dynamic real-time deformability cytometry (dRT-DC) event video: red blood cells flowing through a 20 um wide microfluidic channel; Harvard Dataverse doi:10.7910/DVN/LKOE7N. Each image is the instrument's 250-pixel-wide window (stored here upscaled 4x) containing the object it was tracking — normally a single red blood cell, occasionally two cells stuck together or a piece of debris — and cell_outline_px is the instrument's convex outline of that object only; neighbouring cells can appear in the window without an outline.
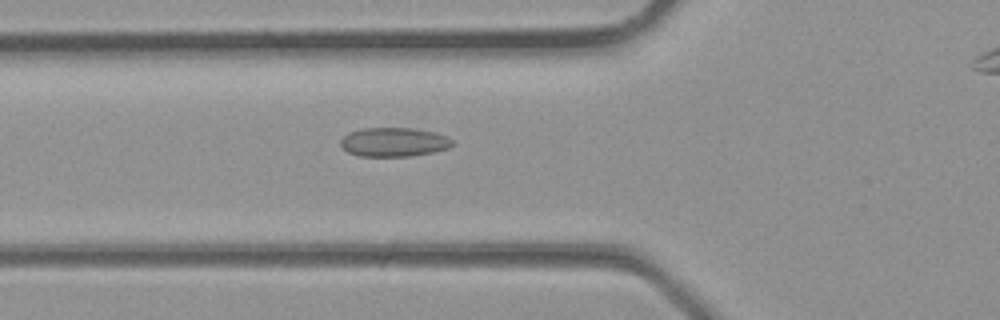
{"species": "common noctule bat (a hibernating species)", "species_latin": "Nyctalus noctula", "temperature_condition": "room temperature", "stored_images_in_passage": 29, "camera_frame_rate_fps": 3000, "um_per_image_px": 0.085, "animal": {"sex": "male", "body_mass_g": 23.1, "forearm_length_mm": 52.7}, "frame": {"image": 1, "passage_image": 10, "time_ms": 3.0, "image_size_px": [1000, 320], "cell_outline_px": [[452, 144], [448, 148], [432, 152], [408, 156], [360, 156], [348, 152], [340, 144], [340, 140], [348, 132], [364, 128], [412, 128], [432, 132], [448, 136], [452, 140]], "centroid_in_image_um": [33.45, 12.07], "position_along_channel_um": 92.3, "area_um2": 18.73}}
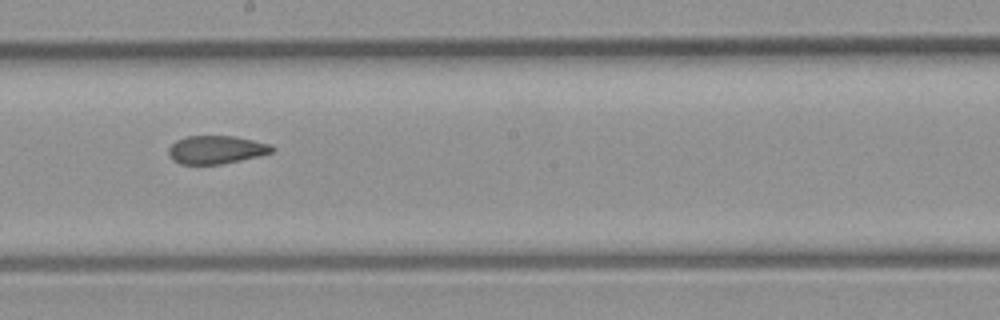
{"frame": {"image": 2, "passage_image": 17, "time_ms": 5.333, "image_size_px": [1000, 320], "cell_outline_px": [[276, 148], [272, 152], [260, 156], [220, 164], [180, 164], [172, 160], [168, 156], [168, 148], [176, 140], [188, 136], [236, 136], [272, 144]], "centroid_in_image_um": [18.39, 12.72], "position_along_channel_um": 229.8, "area_um2": 17.17}}
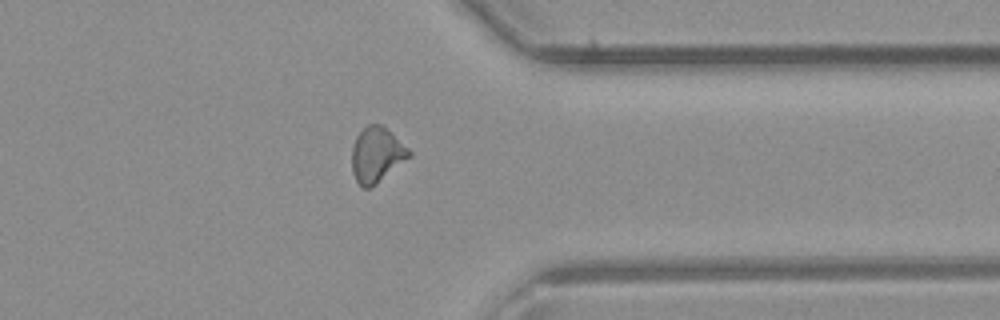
{"frame": {"image": 3, "passage_image": 25, "time_ms": 8.0, "image_size_px": [1000, 320], "cell_outline_px": [[412, 156], [376, 184], [368, 188], [364, 188], [356, 180], [352, 172], [352, 148], [356, 136], [368, 124], [380, 124], [408, 148], [412, 152]], "centroid_in_image_um": [32.01, 13.17], "position_along_channel_um": 379.4, "area_um2": 18.15}}